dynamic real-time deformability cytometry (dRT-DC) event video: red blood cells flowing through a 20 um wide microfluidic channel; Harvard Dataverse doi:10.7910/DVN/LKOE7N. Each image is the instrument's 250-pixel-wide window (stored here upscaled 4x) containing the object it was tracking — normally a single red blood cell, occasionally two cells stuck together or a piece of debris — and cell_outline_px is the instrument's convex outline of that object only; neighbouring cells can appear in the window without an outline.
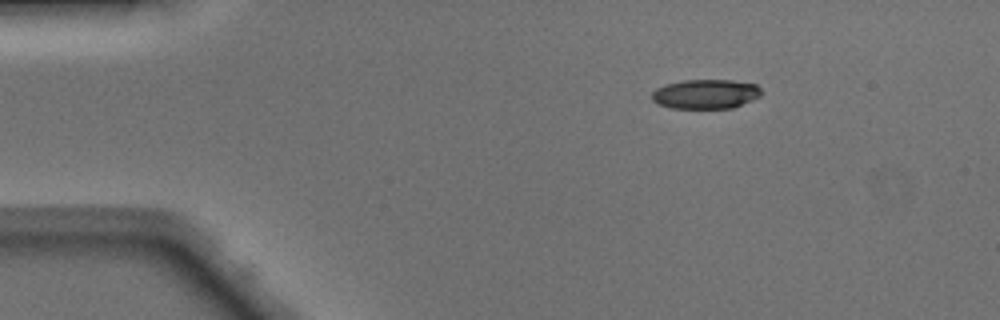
{"species": "Egyptian fruit bat (a non-hibernating species)", "species_latin": "Rousettus aegyptiacus", "temperature_condition": "warm", "stored_images_in_passage": 40, "camera_frame_rate_fps": 3000, "um_per_image_px": 0.085, "animal": {"sex": "male"}, "frame": {"image": 1, "passage_image": 1, "time_ms": 0.0, "image_size_px": [1000, 320], "cell_outline_px": [[760, 96], [752, 100], [732, 108], [672, 108], [660, 104], [652, 100], [652, 92], [656, 88], [664, 84], [684, 80], [732, 80], [756, 84], [760, 88]], "centroid_in_image_um": [59.97, 7.98], "position_along_channel_um": 25.0, "area_um2": 18.73}}
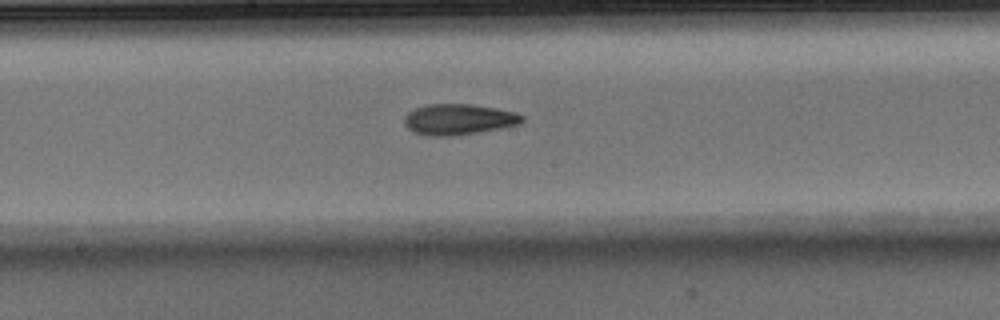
{"frame": {"image": 2, "passage_image": 19, "time_ms": 6.0, "image_size_px": [1000, 320], "cell_outline_px": [[524, 120], [520, 124], [500, 128], [452, 136], [428, 136], [412, 132], [404, 124], [404, 116], [408, 112], [424, 104], [472, 104], [496, 108], [516, 112], [524, 116]], "centroid_in_image_um": [38.96, 10.14], "position_along_channel_um": 209.2, "area_um2": 21.27}}
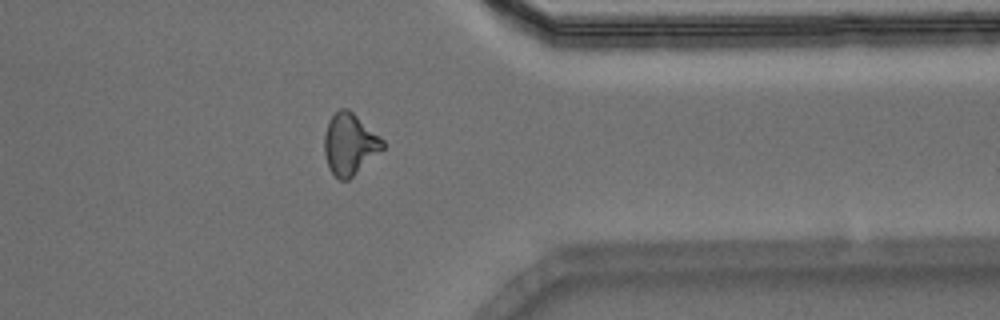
{"frame": {"image": 3, "passage_image": 32, "time_ms": 10.333, "image_size_px": [1000, 320], "cell_outline_px": [[384, 148], [348, 180], [340, 180], [328, 168], [324, 152], [324, 136], [328, 120], [340, 108], [348, 108], [380, 136], [384, 140]], "centroid_in_image_um": [29.71, 12.24], "position_along_channel_um": 381.7, "area_um2": 20.75}, "authors_computed_cell_mechanics": {"area_um2": 20.4323, "velocity_mm_per_s": 4.1822, "shape_relaxation_time_tau1_ms": null, "shape_relaxation_time_tau2_ms": 4.3098, "deformation_change_tau1": null, "deformation_change_tau2": 0.1365}}